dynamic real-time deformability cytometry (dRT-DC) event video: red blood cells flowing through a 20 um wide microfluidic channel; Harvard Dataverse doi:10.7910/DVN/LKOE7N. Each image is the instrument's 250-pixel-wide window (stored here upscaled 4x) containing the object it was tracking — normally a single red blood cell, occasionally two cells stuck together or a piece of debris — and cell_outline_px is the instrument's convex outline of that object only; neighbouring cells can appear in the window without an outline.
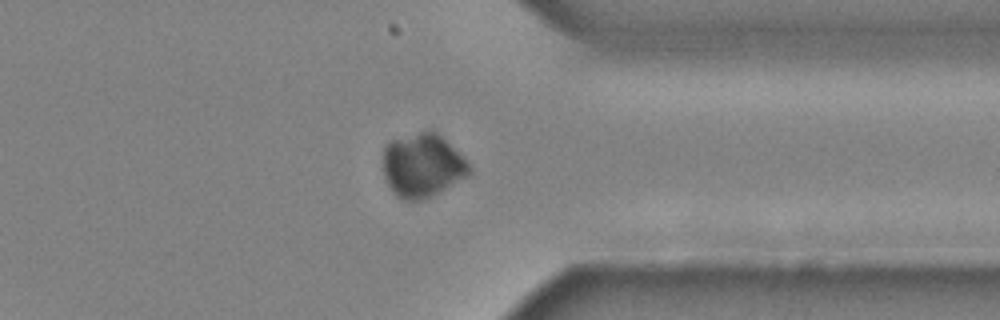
{"species": "common noctule bat (a hibernating species)", "species_latin": "Nyctalus noctula", "temperature_condition": "cold", "stored_images_in_passage": 43, "camera_frame_rate_fps": 3000, "um_per_image_px": 0.085, "animal": {"sex": "male", "body_mass_g": 20.4}, "frame": {"image": 1, "passage_image": 35, "time_ms": 11.333, "image_size_px": [1000, 320], "cell_outline_px": [[472, 172], [432, 196], [420, 200], [404, 200], [396, 196], [388, 184], [384, 176], [384, 144], [388, 140], [420, 132], [436, 132], [468, 164]], "centroid_in_image_um": [35.84, 14.08], "position_along_channel_um": 375.6, "area_um2": 31.21}}
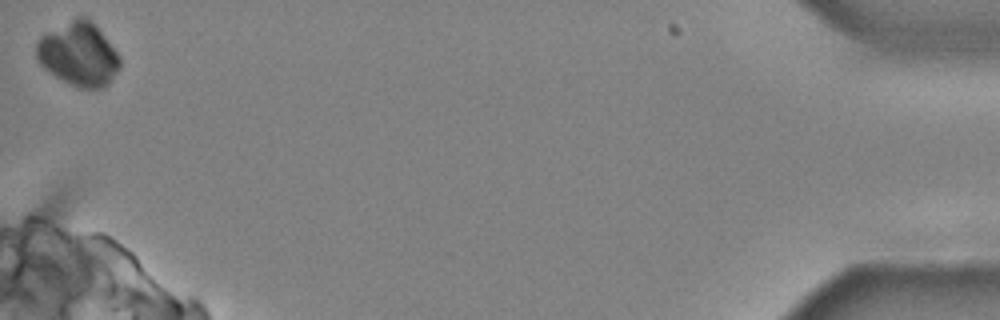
{"frame": {"image": 2, "passage_image": 43, "time_ms": 14.0, "image_size_px": [1000, 320], "cell_outline_px": [[120, 68], [108, 84], [104, 88], [80, 88], [56, 76], [44, 68], [40, 64], [36, 56], [36, 44], [40, 36], [80, 16], [84, 16], [104, 36], [120, 56]], "centroid_in_image_um": [6.68, 4.64], "position_along_channel_um": 428.5, "area_um2": 30.23}}